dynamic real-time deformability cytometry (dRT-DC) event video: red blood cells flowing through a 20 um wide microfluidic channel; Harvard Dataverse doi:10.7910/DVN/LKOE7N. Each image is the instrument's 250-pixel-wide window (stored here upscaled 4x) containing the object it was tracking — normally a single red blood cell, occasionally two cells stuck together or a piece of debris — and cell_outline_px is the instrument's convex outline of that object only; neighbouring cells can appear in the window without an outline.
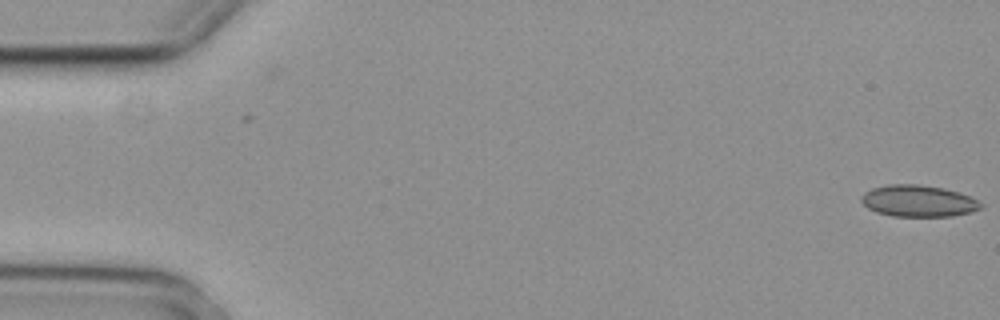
{"species": "common noctule bat (a hibernating species)", "species_latin": "Nyctalus noctula", "temperature_condition": "cold", "stored_images_in_passage": 5, "camera_frame_rate_fps": 3000, "um_per_image_px": 0.085, "animal": {"sex": "female", "body_mass_g": 29.2, "forearm_length_mm": 56.3}, "frame": {"image": 1, "passage_image": 1, "time_ms": 0.0, "image_size_px": [1000, 320], "cell_outline_px": [[984, 208], [952, 216], [892, 216], [876, 212], [868, 208], [860, 200], [860, 196], [864, 192], [872, 188], [888, 184], [916, 184], [944, 188], [968, 196], [984, 204]], "centroid_in_image_um": [78.02, 17.08], "position_along_channel_um": 7.0, "area_um2": 21.96}}